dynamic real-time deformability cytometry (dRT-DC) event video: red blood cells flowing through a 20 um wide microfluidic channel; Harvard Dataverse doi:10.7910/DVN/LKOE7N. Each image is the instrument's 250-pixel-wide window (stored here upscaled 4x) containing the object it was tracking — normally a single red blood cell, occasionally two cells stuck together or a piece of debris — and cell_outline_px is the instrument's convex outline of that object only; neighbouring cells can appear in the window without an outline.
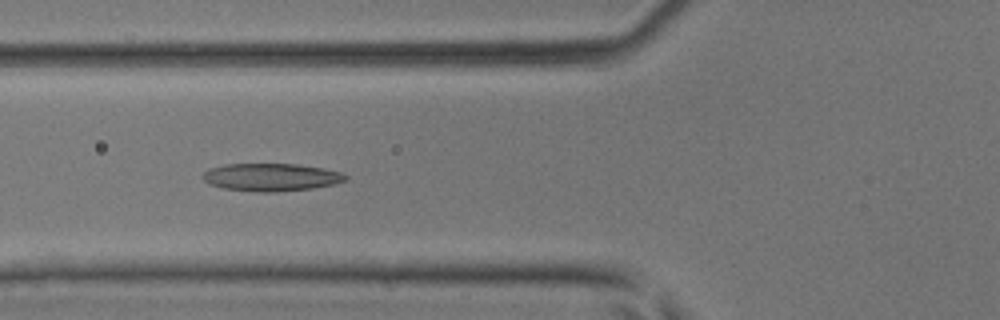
{"species": "common noctule bat (a hibernating species)", "species_latin": "Nyctalus noctula", "temperature_condition": "room temperature", "stored_images_in_passage": 41, "camera_frame_rate_fps": 3000, "um_per_image_px": 0.085, "animal": {"sex": "male", "body_mass_g": 17.9, "forearm_length_mm": 54.2}, "frame": {"image": 1, "passage_image": 14, "time_ms": 4.333, "image_size_px": [1000, 320], "cell_outline_px": [[348, 180], [336, 184], [312, 188], [276, 192], [256, 192], [224, 188], [208, 184], [200, 176], [208, 168], [224, 164], [296, 164], [324, 168], [340, 172], [348, 176]], "centroid_in_image_um": [23.04, 15.06], "position_along_channel_um": 102.8, "area_um2": 23.29}}
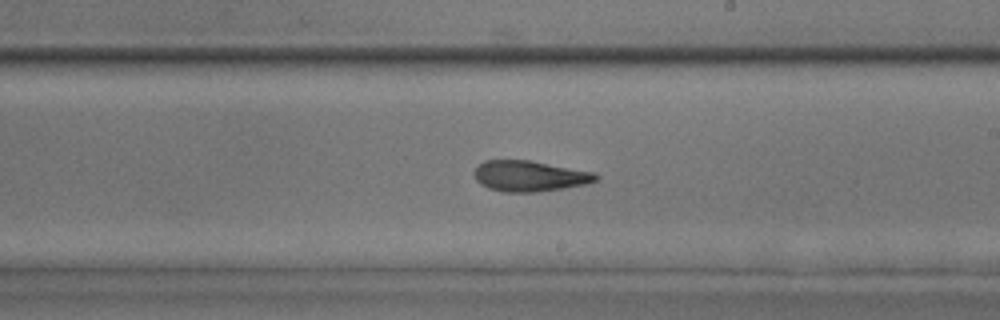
{"frame": {"image": 2, "passage_image": 23, "time_ms": 7.333, "image_size_px": [1000, 320], "cell_outline_px": [[600, 176], [596, 180], [584, 184], [564, 188], [536, 192], [504, 192], [488, 188], [480, 184], [476, 180], [472, 172], [484, 160], [528, 160], [596, 172]], "centroid_in_image_um": [45.0, 14.96], "position_along_channel_um": 244.0, "area_um2": 21.85}}
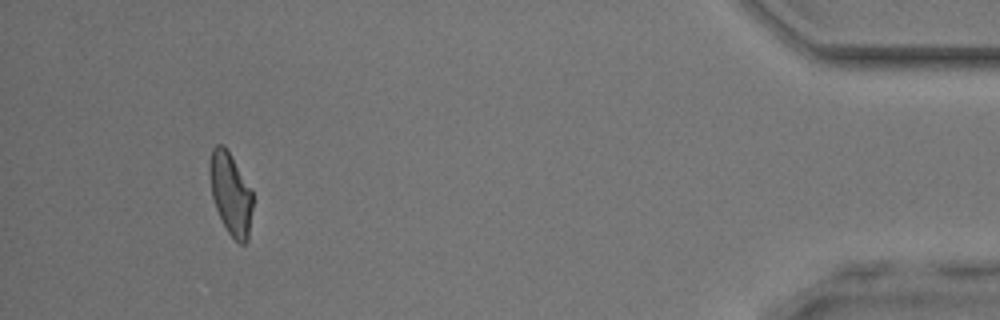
{"frame": {"image": 3, "passage_image": 38, "time_ms": 12.333, "image_size_px": [1000, 320], "cell_outline_px": [[252, 208], [248, 240], [244, 244], [240, 244], [228, 232], [216, 208], [212, 196], [208, 172], [208, 168], [212, 148], [216, 144], [224, 144], [252, 188]], "centroid_in_image_um": [19.6, 16.42], "position_along_channel_um": 415.6, "area_um2": 20.69}}